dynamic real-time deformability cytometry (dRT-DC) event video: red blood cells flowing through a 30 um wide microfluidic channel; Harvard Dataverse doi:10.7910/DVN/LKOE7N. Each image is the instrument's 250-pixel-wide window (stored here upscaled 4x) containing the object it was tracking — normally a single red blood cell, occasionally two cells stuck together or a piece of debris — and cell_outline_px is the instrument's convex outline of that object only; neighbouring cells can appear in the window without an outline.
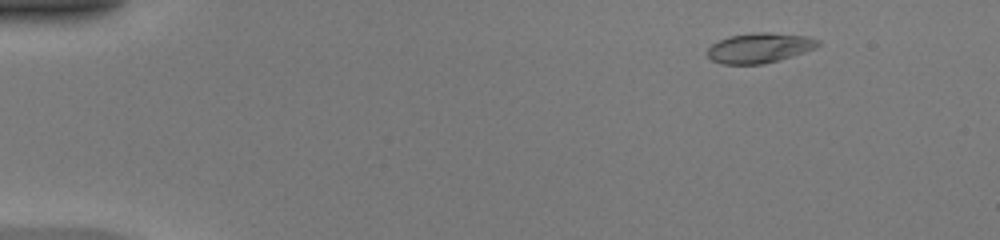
{"species": "common noctule bat (a hibernating species)", "species_latin": "Nyctalus noctula", "temperature_condition": "warm", "stored_images_in_passage": 49, "camera_frame_rate_fps": 3000, "um_per_image_px": 0.085, "animal": {"sex": "female", "body_mass_g": 20.0, "forearm_length_mm": 54.0}, "frame": {"image": 1, "passage_image": 6, "time_ms": 1.667, "image_size_px": [1000, 240], "cell_outline_px": [[820, 44], [816, 48], [780, 60], [764, 64], [720, 64], [712, 60], [704, 52], [712, 44], [728, 36], [752, 32], [768, 32], [808, 36], [820, 40]], "centroid_in_image_um": [64.55, 4.07], "position_along_channel_um": 20.5, "area_um2": 19.59}}
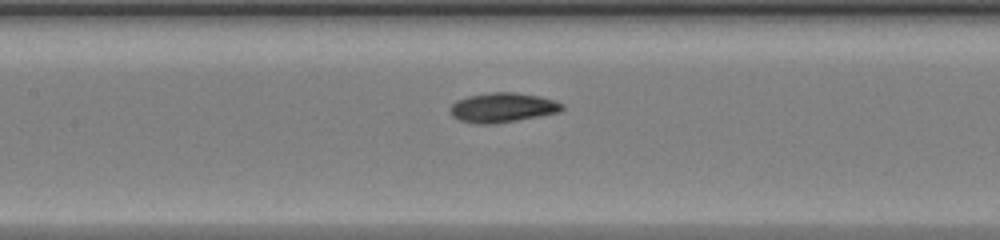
{"frame": {"image": 2, "passage_image": 24, "time_ms": 7.667, "image_size_px": [1000, 240], "cell_outline_px": [[564, 108], [560, 112], [540, 116], [496, 124], [476, 124], [460, 120], [452, 116], [448, 108], [456, 100], [468, 96], [492, 92], [512, 92], [540, 96], [556, 100], [564, 104]], "centroid_in_image_um": [42.73, 9.15], "position_along_channel_um": 164.7, "area_um2": 19.54}}
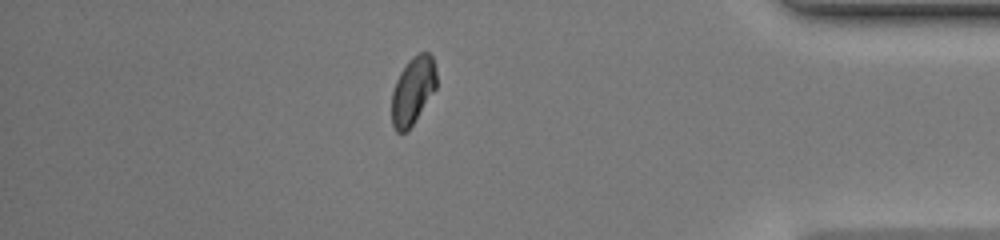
{"frame": {"image": 3, "passage_image": 43, "time_ms": 14.0, "image_size_px": [1000, 240], "cell_outline_px": [[436, 88], [408, 132], [396, 132], [392, 124], [392, 92], [396, 80], [400, 72], [408, 60], [412, 56], [420, 52], [428, 52], [432, 56], [436, 72]], "centroid_in_image_um": [35.08, 7.7], "position_along_channel_um": 400.1, "area_um2": 17.69}, "authors_computed_cell_mechanics": {"area_um2": 19.1318, "velocity_mm_per_s": 4.2151, "shape_relaxation_time_tau1_ms": 3.9879, "shape_relaxation_time_tau2_ms": 2.7735, "deformation_change_tau1": 0.1522, "deformation_change_tau2": 0.0587}}